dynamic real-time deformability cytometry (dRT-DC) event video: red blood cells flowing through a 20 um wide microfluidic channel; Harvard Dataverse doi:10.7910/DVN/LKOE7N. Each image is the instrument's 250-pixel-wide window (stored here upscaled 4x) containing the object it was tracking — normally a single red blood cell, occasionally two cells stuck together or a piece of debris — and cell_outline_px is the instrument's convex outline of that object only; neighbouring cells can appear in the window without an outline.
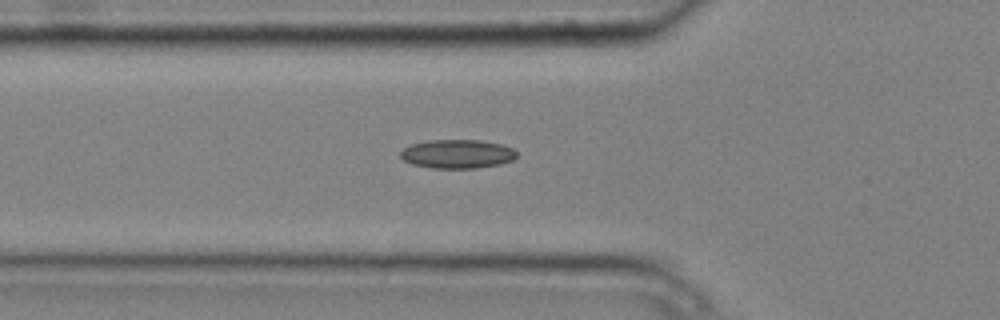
{"species": "common noctule bat (a hibernating species)", "species_latin": "Nyctalus noctula", "temperature_condition": "cold", "stored_images_in_passage": 3, "camera_frame_rate_fps": 3000, "um_per_image_px": 0.085, "animal": {"sex": "male", "body_mass_g": 20.4}, "frame": {"image": 1, "passage_image": 3, "time_ms": 0.667, "image_size_px": [1000, 320], "cell_outline_px": [[516, 156], [512, 160], [500, 164], [476, 168], [432, 168], [412, 164], [404, 160], [400, 156], [400, 152], [404, 148], [412, 144], [428, 140], [480, 140], [500, 144], [512, 148], [516, 152]], "centroid_in_image_um": [38.86, 13.08], "position_along_channel_um": 86.9, "area_um2": 19.42}}